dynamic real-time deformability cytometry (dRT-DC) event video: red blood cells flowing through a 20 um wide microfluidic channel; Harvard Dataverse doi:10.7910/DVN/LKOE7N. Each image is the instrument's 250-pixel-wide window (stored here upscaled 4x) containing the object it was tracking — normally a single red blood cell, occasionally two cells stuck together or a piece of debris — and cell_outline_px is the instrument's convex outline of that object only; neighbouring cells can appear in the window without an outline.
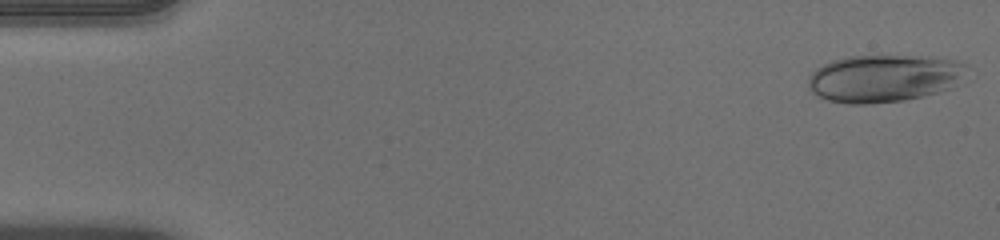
{"species": "human", "species_latin": "Homo sapiens", "temperature_condition": "warm", "stored_images_in_passage": 50, "camera_frame_rate_fps": 3000, "um_per_image_px": 0.085, "donor": {"sex": "male"}, "frame": {"image": 1, "passage_image": 1, "time_ms": 0.0, "image_size_px": [1000, 240], "cell_outline_px": [[964, 64], [952, 88], [904, 100], [864, 104], [848, 104], [828, 100], [812, 92], [808, 88], [808, 76], [816, 68], [832, 60], [848, 56], [920, 56], [952, 60]], "centroid_in_image_um": [75.0, 6.66], "position_along_channel_um": 10.0, "area_um2": 42.95}}
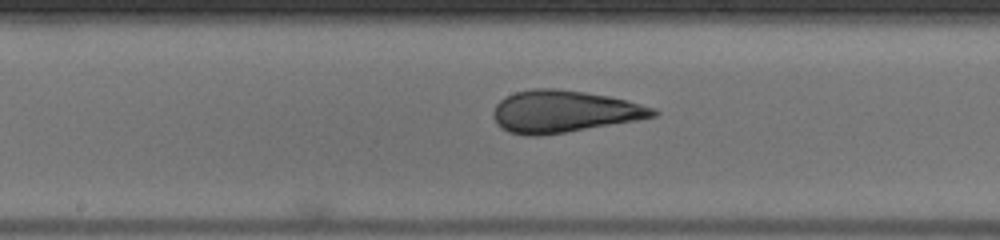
{"frame": {"image": 2, "passage_image": 26, "time_ms": 8.333, "image_size_px": [1000, 240], "cell_outline_px": [[660, 112], [656, 116], [636, 120], [564, 132], [536, 136], [528, 136], [508, 132], [496, 124], [492, 116], [492, 112], [496, 104], [500, 100], [516, 92], [532, 88], [556, 88], [584, 92], [608, 96], [656, 108]], "centroid_in_image_um": [47.89, 9.47], "position_along_channel_um": 200.3, "area_um2": 38.9}}
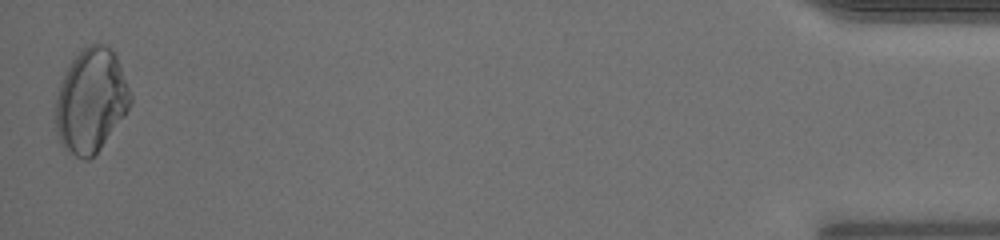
{"frame": {"image": 3, "passage_image": 50, "time_ms": 16.333, "image_size_px": [1000, 240], "cell_outline_px": [[132, 104], [124, 116], [100, 148], [88, 160], [84, 160], [76, 156], [64, 148], [60, 144], [56, 132], [56, 96], [64, 72], [72, 60], [88, 44], [104, 44], [112, 48], [116, 56], [132, 96]], "centroid_in_image_um": [7.73, 8.55], "position_along_channel_um": 427.5, "area_um2": 45.03}, "authors_computed_cell_mechanics": {"area_um2": 40.3155, "velocity_mm_per_s": 4.0029, "shape_relaxation_time_tau1_ms": 10.8543, "shape_relaxation_time_tau2_ms": 0.7166, "deformation_change_tau1": 0.2873, "deformation_change_tau2": 0.0453}}